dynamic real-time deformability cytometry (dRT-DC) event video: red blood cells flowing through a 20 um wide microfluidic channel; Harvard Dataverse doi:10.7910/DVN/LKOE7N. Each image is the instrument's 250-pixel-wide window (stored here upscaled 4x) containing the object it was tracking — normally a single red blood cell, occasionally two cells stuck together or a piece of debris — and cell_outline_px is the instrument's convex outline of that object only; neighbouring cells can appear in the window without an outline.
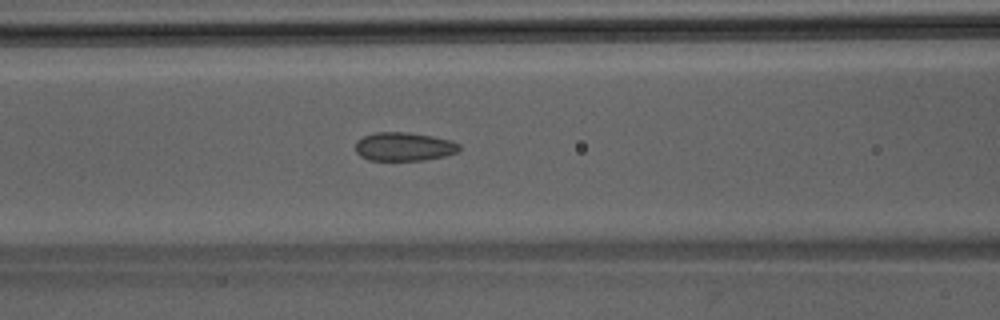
{"species": "Egyptian fruit bat (a non-hibernating species)", "species_latin": "Rousettus aegyptiacus", "temperature_condition": "room temperature", "stored_images_in_passage": 36, "camera_frame_rate_fps": 3000, "um_per_image_px": 0.085, "animal": {"sex": "male"}, "frame": {"image": 1, "passage_image": 9, "time_ms": 2.667, "image_size_px": [1000, 320], "cell_outline_px": [[460, 148], [456, 152], [444, 156], [424, 160], [368, 160], [360, 156], [356, 152], [356, 140], [364, 136], [376, 132], [408, 132], [432, 136], [452, 140], [460, 144]], "centroid_in_image_um": [34.33, 12.46], "position_along_channel_um": 132.3, "area_um2": 17.34}}
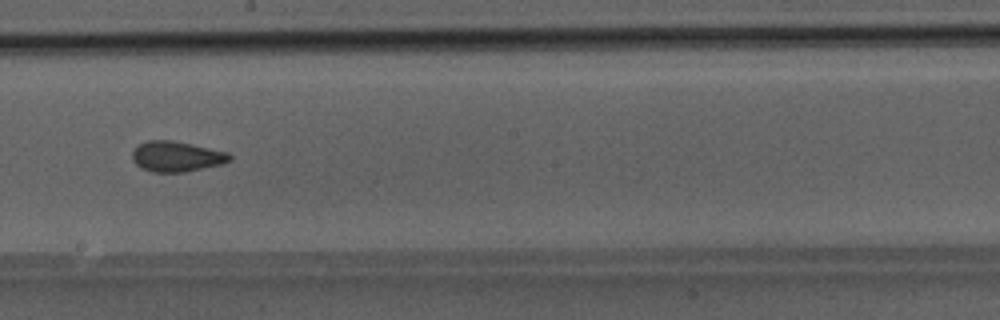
{"frame": {"image": 2, "passage_image": 16, "time_ms": 5.0, "image_size_px": [1000, 320], "cell_outline_px": [[232, 160], [220, 164], [184, 172], [152, 172], [140, 168], [132, 160], [132, 152], [136, 144], [148, 140], [172, 140], [228, 152], [232, 156]], "centroid_in_image_um": [14.96, 13.29], "position_along_channel_um": 233.2, "area_um2": 17.34}}
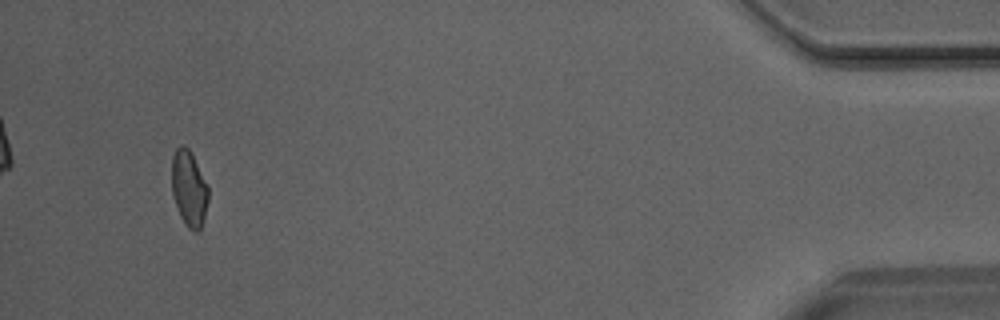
{"frame": {"image": 3, "passage_image": 34, "time_ms": 11.0, "image_size_px": [1000, 320], "cell_outline_px": [[208, 200], [200, 232], [192, 232], [188, 228], [180, 216], [172, 196], [172, 156], [176, 148], [180, 144], [184, 144], [192, 152], [208, 184]], "centroid_in_image_um": [16.07, 16.0], "position_along_channel_um": 419.1, "area_um2": 16.53}}